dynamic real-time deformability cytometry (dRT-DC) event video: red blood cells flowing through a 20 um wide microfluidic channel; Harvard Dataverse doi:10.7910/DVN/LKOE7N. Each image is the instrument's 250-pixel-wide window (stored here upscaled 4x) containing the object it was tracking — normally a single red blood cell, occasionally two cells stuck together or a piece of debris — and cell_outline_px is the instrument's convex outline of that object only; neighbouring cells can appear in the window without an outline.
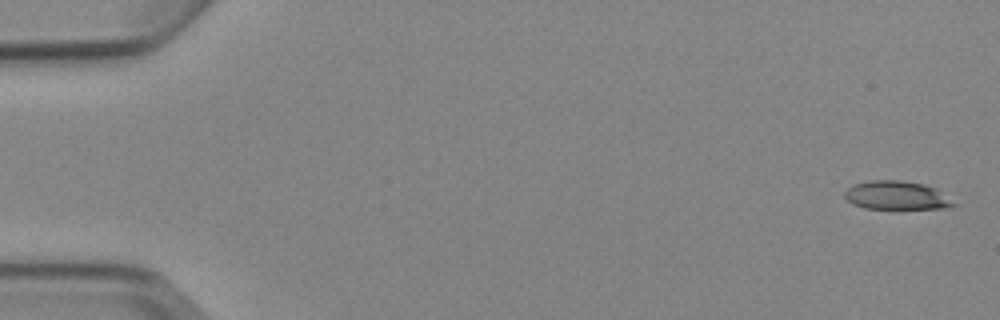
{"species": "Egyptian fruit bat (a non-hibernating species)", "species_latin": "Rousettus aegyptiacus", "temperature_condition": "cold", "stored_images_in_passage": 4, "camera_frame_rate_fps": 3000, "um_per_image_px": 0.085, "animal": {"sex": "female"}, "frame": {"image": 1, "passage_image": 1, "time_ms": 0.0, "image_size_px": [1000, 320], "cell_outline_px": [[960, 204], [944, 208], [864, 208], [852, 204], [844, 196], [844, 192], [852, 184], [868, 180], [900, 180], [924, 184], [936, 188]], "centroid_in_image_um": [76.22, 16.6], "position_along_channel_um": 8.8, "area_um2": 18.26}}
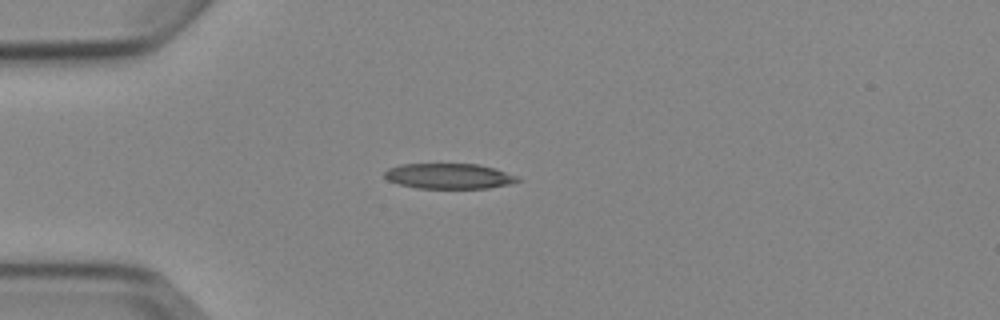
{"frame": {"image": 2, "passage_image": 4, "time_ms": 4.333, "image_size_px": [1000, 320], "cell_outline_px": [[520, 180], [512, 184], [488, 188], [416, 188], [400, 184], [388, 180], [384, 176], [384, 172], [388, 168], [400, 164], [480, 164], [496, 168], [516, 176]], "centroid_in_image_um": [38.17, 14.96], "position_along_channel_um": 46.8, "area_um2": 19.71}}